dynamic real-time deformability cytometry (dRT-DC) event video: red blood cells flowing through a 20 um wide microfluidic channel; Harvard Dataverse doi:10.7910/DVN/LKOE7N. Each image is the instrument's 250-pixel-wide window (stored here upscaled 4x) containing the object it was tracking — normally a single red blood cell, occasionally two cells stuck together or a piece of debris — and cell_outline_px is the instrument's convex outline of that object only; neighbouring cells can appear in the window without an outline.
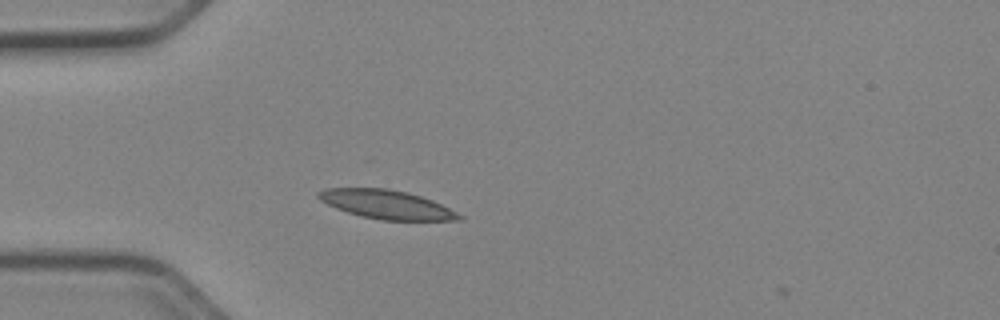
{"species": "Egyptian fruit bat (a non-hibernating species)", "species_latin": "Rousettus aegyptiacus", "temperature_condition": "cold", "stored_images_in_passage": 2, "camera_frame_rate_fps": 3000, "um_per_image_px": 0.085, "animal": {"sex": "female"}, "frame": {"image": 1, "passage_image": 1, "time_ms": 0.0, "image_size_px": [1000, 320], "cell_outline_px": [[464, 216], [460, 220], [380, 220], [360, 216], [336, 208], [320, 200], [316, 196], [316, 192], [324, 188], [388, 188], [408, 192], [432, 200]], "centroid_in_image_um": [32.82, 17.37], "position_along_channel_um": 52.2, "area_um2": 23.58}}